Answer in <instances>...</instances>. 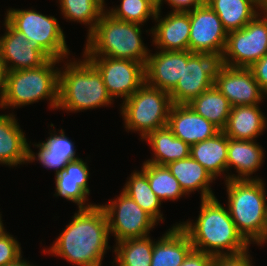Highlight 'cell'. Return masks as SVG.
Listing matches in <instances>:
<instances>
[{
	"label": "cell",
	"instance_id": "1",
	"mask_svg": "<svg viewBox=\"0 0 267 266\" xmlns=\"http://www.w3.org/2000/svg\"><path fill=\"white\" fill-rule=\"evenodd\" d=\"M53 245L43 252L60 256L77 266H102L107 250L109 227L103 208L98 204L81 208Z\"/></svg>",
	"mask_w": 267,
	"mask_h": 266
},
{
	"label": "cell",
	"instance_id": "19",
	"mask_svg": "<svg viewBox=\"0 0 267 266\" xmlns=\"http://www.w3.org/2000/svg\"><path fill=\"white\" fill-rule=\"evenodd\" d=\"M89 168L82 158L69 162L55 175L54 196L64 197L78 205V209L90 208L96 204L86 203L90 195L88 186Z\"/></svg>",
	"mask_w": 267,
	"mask_h": 266
},
{
	"label": "cell",
	"instance_id": "7",
	"mask_svg": "<svg viewBox=\"0 0 267 266\" xmlns=\"http://www.w3.org/2000/svg\"><path fill=\"white\" fill-rule=\"evenodd\" d=\"M121 104L120 111L126 130L140 133L142 140L156 129L167 126L173 105L167 91L146 82Z\"/></svg>",
	"mask_w": 267,
	"mask_h": 266
},
{
	"label": "cell",
	"instance_id": "33",
	"mask_svg": "<svg viewBox=\"0 0 267 266\" xmlns=\"http://www.w3.org/2000/svg\"><path fill=\"white\" fill-rule=\"evenodd\" d=\"M63 17L89 27L88 35L94 30L105 11V0H59Z\"/></svg>",
	"mask_w": 267,
	"mask_h": 266
},
{
	"label": "cell",
	"instance_id": "30",
	"mask_svg": "<svg viewBox=\"0 0 267 266\" xmlns=\"http://www.w3.org/2000/svg\"><path fill=\"white\" fill-rule=\"evenodd\" d=\"M122 191L133 199L146 213L157 223L164 219L161 213V200L150 188L146 174L141 171H133Z\"/></svg>",
	"mask_w": 267,
	"mask_h": 266
},
{
	"label": "cell",
	"instance_id": "31",
	"mask_svg": "<svg viewBox=\"0 0 267 266\" xmlns=\"http://www.w3.org/2000/svg\"><path fill=\"white\" fill-rule=\"evenodd\" d=\"M154 241L148 235L141 238H130L115 244L116 266H150ZM118 264V265H117Z\"/></svg>",
	"mask_w": 267,
	"mask_h": 266
},
{
	"label": "cell",
	"instance_id": "26",
	"mask_svg": "<svg viewBox=\"0 0 267 266\" xmlns=\"http://www.w3.org/2000/svg\"><path fill=\"white\" fill-rule=\"evenodd\" d=\"M227 149L228 137L220 131L212 138L191 145L190 156L200 163L215 180L222 173L227 181L230 175L227 172ZM225 172L228 174L225 175Z\"/></svg>",
	"mask_w": 267,
	"mask_h": 266
},
{
	"label": "cell",
	"instance_id": "16",
	"mask_svg": "<svg viewBox=\"0 0 267 266\" xmlns=\"http://www.w3.org/2000/svg\"><path fill=\"white\" fill-rule=\"evenodd\" d=\"M188 61V50L149 53L145 65V82L168 93L177 85Z\"/></svg>",
	"mask_w": 267,
	"mask_h": 266
},
{
	"label": "cell",
	"instance_id": "6",
	"mask_svg": "<svg viewBox=\"0 0 267 266\" xmlns=\"http://www.w3.org/2000/svg\"><path fill=\"white\" fill-rule=\"evenodd\" d=\"M62 62L50 58L44 65L37 68L8 71L5 92L0 107L18 108L30 105L39 100H49L50 109H57L59 68L55 65Z\"/></svg>",
	"mask_w": 267,
	"mask_h": 266
},
{
	"label": "cell",
	"instance_id": "2",
	"mask_svg": "<svg viewBox=\"0 0 267 266\" xmlns=\"http://www.w3.org/2000/svg\"><path fill=\"white\" fill-rule=\"evenodd\" d=\"M179 226L188 235L193 249L214 257L249 251L250 244L238 232L228 208L220 204L216 197L201 200L196 222H181Z\"/></svg>",
	"mask_w": 267,
	"mask_h": 266
},
{
	"label": "cell",
	"instance_id": "18",
	"mask_svg": "<svg viewBox=\"0 0 267 266\" xmlns=\"http://www.w3.org/2000/svg\"><path fill=\"white\" fill-rule=\"evenodd\" d=\"M158 10L154 27L151 28L152 43L158 50H189L190 16L189 12H170L164 18Z\"/></svg>",
	"mask_w": 267,
	"mask_h": 266
},
{
	"label": "cell",
	"instance_id": "35",
	"mask_svg": "<svg viewBox=\"0 0 267 266\" xmlns=\"http://www.w3.org/2000/svg\"><path fill=\"white\" fill-rule=\"evenodd\" d=\"M16 239L5 228L0 232V266L14 262L22 255L21 245Z\"/></svg>",
	"mask_w": 267,
	"mask_h": 266
},
{
	"label": "cell",
	"instance_id": "24",
	"mask_svg": "<svg viewBox=\"0 0 267 266\" xmlns=\"http://www.w3.org/2000/svg\"><path fill=\"white\" fill-rule=\"evenodd\" d=\"M259 107L258 104L232 107L222 131L231 139L256 140L267 128V118Z\"/></svg>",
	"mask_w": 267,
	"mask_h": 266
},
{
	"label": "cell",
	"instance_id": "15",
	"mask_svg": "<svg viewBox=\"0 0 267 266\" xmlns=\"http://www.w3.org/2000/svg\"><path fill=\"white\" fill-rule=\"evenodd\" d=\"M5 33L0 37V52L7 71L37 68L50 57L27 37L4 20Z\"/></svg>",
	"mask_w": 267,
	"mask_h": 266
},
{
	"label": "cell",
	"instance_id": "4",
	"mask_svg": "<svg viewBox=\"0 0 267 266\" xmlns=\"http://www.w3.org/2000/svg\"><path fill=\"white\" fill-rule=\"evenodd\" d=\"M83 57L82 61L70 60L65 69L60 68L57 109L78 112L113 103L101 74Z\"/></svg>",
	"mask_w": 267,
	"mask_h": 266
},
{
	"label": "cell",
	"instance_id": "40",
	"mask_svg": "<svg viewBox=\"0 0 267 266\" xmlns=\"http://www.w3.org/2000/svg\"><path fill=\"white\" fill-rule=\"evenodd\" d=\"M7 69L0 52V101L3 98L5 92V85L7 79Z\"/></svg>",
	"mask_w": 267,
	"mask_h": 266
},
{
	"label": "cell",
	"instance_id": "43",
	"mask_svg": "<svg viewBox=\"0 0 267 266\" xmlns=\"http://www.w3.org/2000/svg\"><path fill=\"white\" fill-rule=\"evenodd\" d=\"M264 243H267V222H266V230L264 233V238L258 245L262 247V245H264Z\"/></svg>",
	"mask_w": 267,
	"mask_h": 266
},
{
	"label": "cell",
	"instance_id": "20",
	"mask_svg": "<svg viewBox=\"0 0 267 266\" xmlns=\"http://www.w3.org/2000/svg\"><path fill=\"white\" fill-rule=\"evenodd\" d=\"M59 134L49 133L46 141L39 142L33 146L39 148L38 153H34L28 146V163L39 161L43 167L54 169L55 175L59 173L69 162L80 159L76 156L74 142L66 137L63 129L58 130Z\"/></svg>",
	"mask_w": 267,
	"mask_h": 266
},
{
	"label": "cell",
	"instance_id": "17",
	"mask_svg": "<svg viewBox=\"0 0 267 266\" xmlns=\"http://www.w3.org/2000/svg\"><path fill=\"white\" fill-rule=\"evenodd\" d=\"M172 133L190 146L214 137L221 130L188 104H173L167 122Z\"/></svg>",
	"mask_w": 267,
	"mask_h": 266
},
{
	"label": "cell",
	"instance_id": "32",
	"mask_svg": "<svg viewBox=\"0 0 267 266\" xmlns=\"http://www.w3.org/2000/svg\"><path fill=\"white\" fill-rule=\"evenodd\" d=\"M147 176L150 188L162 201H175L186 196L178 180L171 174L166 165L144 162L141 169Z\"/></svg>",
	"mask_w": 267,
	"mask_h": 266
},
{
	"label": "cell",
	"instance_id": "22",
	"mask_svg": "<svg viewBox=\"0 0 267 266\" xmlns=\"http://www.w3.org/2000/svg\"><path fill=\"white\" fill-rule=\"evenodd\" d=\"M15 115H0V164L16 166L28 163V144Z\"/></svg>",
	"mask_w": 267,
	"mask_h": 266
},
{
	"label": "cell",
	"instance_id": "5",
	"mask_svg": "<svg viewBox=\"0 0 267 266\" xmlns=\"http://www.w3.org/2000/svg\"><path fill=\"white\" fill-rule=\"evenodd\" d=\"M228 210L238 232L249 244H259L266 230L267 198L264 181L227 180Z\"/></svg>",
	"mask_w": 267,
	"mask_h": 266
},
{
	"label": "cell",
	"instance_id": "28",
	"mask_svg": "<svg viewBox=\"0 0 267 266\" xmlns=\"http://www.w3.org/2000/svg\"><path fill=\"white\" fill-rule=\"evenodd\" d=\"M205 3L218 15L227 32L243 28L261 11L251 0H205Z\"/></svg>",
	"mask_w": 267,
	"mask_h": 266
},
{
	"label": "cell",
	"instance_id": "27",
	"mask_svg": "<svg viewBox=\"0 0 267 266\" xmlns=\"http://www.w3.org/2000/svg\"><path fill=\"white\" fill-rule=\"evenodd\" d=\"M143 140L148 142L154 154L145 162L167 165L172 161L190 156L191 146L177 138L167 126L156 129Z\"/></svg>",
	"mask_w": 267,
	"mask_h": 266
},
{
	"label": "cell",
	"instance_id": "9",
	"mask_svg": "<svg viewBox=\"0 0 267 266\" xmlns=\"http://www.w3.org/2000/svg\"><path fill=\"white\" fill-rule=\"evenodd\" d=\"M267 54V17L261 12L243 28L228 32L220 63L250 68Z\"/></svg>",
	"mask_w": 267,
	"mask_h": 266
},
{
	"label": "cell",
	"instance_id": "23",
	"mask_svg": "<svg viewBox=\"0 0 267 266\" xmlns=\"http://www.w3.org/2000/svg\"><path fill=\"white\" fill-rule=\"evenodd\" d=\"M192 249L188 235L177 223L154 241L150 266H179Z\"/></svg>",
	"mask_w": 267,
	"mask_h": 266
},
{
	"label": "cell",
	"instance_id": "34",
	"mask_svg": "<svg viewBox=\"0 0 267 266\" xmlns=\"http://www.w3.org/2000/svg\"><path fill=\"white\" fill-rule=\"evenodd\" d=\"M106 11L116 19L143 25L150 17L155 19L157 0H121L120 6Z\"/></svg>",
	"mask_w": 267,
	"mask_h": 266
},
{
	"label": "cell",
	"instance_id": "39",
	"mask_svg": "<svg viewBox=\"0 0 267 266\" xmlns=\"http://www.w3.org/2000/svg\"><path fill=\"white\" fill-rule=\"evenodd\" d=\"M214 256L192 249L179 266H211Z\"/></svg>",
	"mask_w": 267,
	"mask_h": 266
},
{
	"label": "cell",
	"instance_id": "36",
	"mask_svg": "<svg viewBox=\"0 0 267 266\" xmlns=\"http://www.w3.org/2000/svg\"><path fill=\"white\" fill-rule=\"evenodd\" d=\"M249 251L234 256H215L211 266H253Z\"/></svg>",
	"mask_w": 267,
	"mask_h": 266
},
{
	"label": "cell",
	"instance_id": "42",
	"mask_svg": "<svg viewBox=\"0 0 267 266\" xmlns=\"http://www.w3.org/2000/svg\"><path fill=\"white\" fill-rule=\"evenodd\" d=\"M260 10H261V14L262 15L264 14L267 17V0H263V4Z\"/></svg>",
	"mask_w": 267,
	"mask_h": 266
},
{
	"label": "cell",
	"instance_id": "8",
	"mask_svg": "<svg viewBox=\"0 0 267 266\" xmlns=\"http://www.w3.org/2000/svg\"><path fill=\"white\" fill-rule=\"evenodd\" d=\"M4 18L15 30L24 34L32 45L39 47L50 58L65 60L70 54L65 34L57 18L36 10L10 8Z\"/></svg>",
	"mask_w": 267,
	"mask_h": 266
},
{
	"label": "cell",
	"instance_id": "29",
	"mask_svg": "<svg viewBox=\"0 0 267 266\" xmlns=\"http://www.w3.org/2000/svg\"><path fill=\"white\" fill-rule=\"evenodd\" d=\"M188 105L221 131L227 125L232 108L228 99L215 86L193 98Z\"/></svg>",
	"mask_w": 267,
	"mask_h": 266
},
{
	"label": "cell",
	"instance_id": "37",
	"mask_svg": "<svg viewBox=\"0 0 267 266\" xmlns=\"http://www.w3.org/2000/svg\"><path fill=\"white\" fill-rule=\"evenodd\" d=\"M164 0H157V9L161 11ZM173 8L172 12H190L202 6L205 0H165Z\"/></svg>",
	"mask_w": 267,
	"mask_h": 266
},
{
	"label": "cell",
	"instance_id": "41",
	"mask_svg": "<svg viewBox=\"0 0 267 266\" xmlns=\"http://www.w3.org/2000/svg\"><path fill=\"white\" fill-rule=\"evenodd\" d=\"M4 266H33V265L30 264L29 261L27 262L26 260L22 259V255H21L16 261L11 262Z\"/></svg>",
	"mask_w": 267,
	"mask_h": 266
},
{
	"label": "cell",
	"instance_id": "3",
	"mask_svg": "<svg viewBox=\"0 0 267 266\" xmlns=\"http://www.w3.org/2000/svg\"><path fill=\"white\" fill-rule=\"evenodd\" d=\"M140 25L116 19L105 10L87 35L83 56L128 59L146 65L150 51L143 43Z\"/></svg>",
	"mask_w": 267,
	"mask_h": 266
},
{
	"label": "cell",
	"instance_id": "45",
	"mask_svg": "<svg viewBox=\"0 0 267 266\" xmlns=\"http://www.w3.org/2000/svg\"><path fill=\"white\" fill-rule=\"evenodd\" d=\"M2 214L0 213V232L4 229V224H3V222H2V216H1Z\"/></svg>",
	"mask_w": 267,
	"mask_h": 266
},
{
	"label": "cell",
	"instance_id": "25",
	"mask_svg": "<svg viewBox=\"0 0 267 266\" xmlns=\"http://www.w3.org/2000/svg\"><path fill=\"white\" fill-rule=\"evenodd\" d=\"M166 166L178 180L185 194L189 195L194 191L200 190L201 200L215 197L210 186V183L215 179L191 156L182 160L172 161Z\"/></svg>",
	"mask_w": 267,
	"mask_h": 266
},
{
	"label": "cell",
	"instance_id": "21",
	"mask_svg": "<svg viewBox=\"0 0 267 266\" xmlns=\"http://www.w3.org/2000/svg\"><path fill=\"white\" fill-rule=\"evenodd\" d=\"M264 150L255 140H235L228 138L227 171L234 169L237 175H229V180H261L251 176L264 162Z\"/></svg>",
	"mask_w": 267,
	"mask_h": 266
},
{
	"label": "cell",
	"instance_id": "14",
	"mask_svg": "<svg viewBox=\"0 0 267 266\" xmlns=\"http://www.w3.org/2000/svg\"><path fill=\"white\" fill-rule=\"evenodd\" d=\"M214 86L232 107L257 105L267 96L249 68L229 67L220 63L215 71Z\"/></svg>",
	"mask_w": 267,
	"mask_h": 266
},
{
	"label": "cell",
	"instance_id": "38",
	"mask_svg": "<svg viewBox=\"0 0 267 266\" xmlns=\"http://www.w3.org/2000/svg\"><path fill=\"white\" fill-rule=\"evenodd\" d=\"M261 89L267 95V54L249 68Z\"/></svg>",
	"mask_w": 267,
	"mask_h": 266
},
{
	"label": "cell",
	"instance_id": "11",
	"mask_svg": "<svg viewBox=\"0 0 267 266\" xmlns=\"http://www.w3.org/2000/svg\"><path fill=\"white\" fill-rule=\"evenodd\" d=\"M101 74L109 96L127 100L145 83V65L128 59L85 56Z\"/></svg>",
	"mask_w": 267,
	"mask_h": 266
},
{
	"label": "cell",
	"instance_id": "10",
	"mask_svg": "<svg viewBox=\"0 0 267 266\" xmlns=\"http://www.w3.org/2000/svg\"><path fill=\"white\" fill-rule=\"evenodd\" d=\"M109 202L100 206L105 211L109 233L114 234L116 243L130 238L146 237L157 224L123 191Z\"/></svg>",
	"mask_w": 267,
	"mask_h": 266
},
{
	"label": "cell",
	"instance_id": "13",
	"mask_svg": "<svg viewBox=\"0 0 267 266\" xmlns=\"http://www.w3.org/2000/svg\"><path fill=\"white\" fill-rule=\"evenodd\" d=\"M190 37L189 51L206 53L221 58L228 32L218 15L206 4L189 12Z\"/></svg>",
	"mask_w": 267,
	"mask_h": 266
},
{
	"label": "cell",
	"instance_id": "44",
	"mask_svg": "<svg viewBox=\"0 0 267 266\" xmlns=\"http://www.w3.org/2000/svg\"><path fill=\"white\" fill-rule=\"evenodd\" d=\"M251 1H253L261 9L263 0H251Z\"/></svg>",
	"mask_w": 267,
	"mask_h": 266
},
{
	"label": "cell",
	"instance_id": "12",
	"mask_svg": "<svg viewBox=\"0 0 267 266\" xmlns=\"http://www.w3.org/2000/svg\"><path fill=\"white\" fill-rule=\"evenodd\" d=\"M220 59L206 53L188 50V61L177 85L169 92L173 104H188L193 98L214 86Z\"/></svg>",
	"mask_w": 267,
	"mask_h": 266
}]
</instances>
